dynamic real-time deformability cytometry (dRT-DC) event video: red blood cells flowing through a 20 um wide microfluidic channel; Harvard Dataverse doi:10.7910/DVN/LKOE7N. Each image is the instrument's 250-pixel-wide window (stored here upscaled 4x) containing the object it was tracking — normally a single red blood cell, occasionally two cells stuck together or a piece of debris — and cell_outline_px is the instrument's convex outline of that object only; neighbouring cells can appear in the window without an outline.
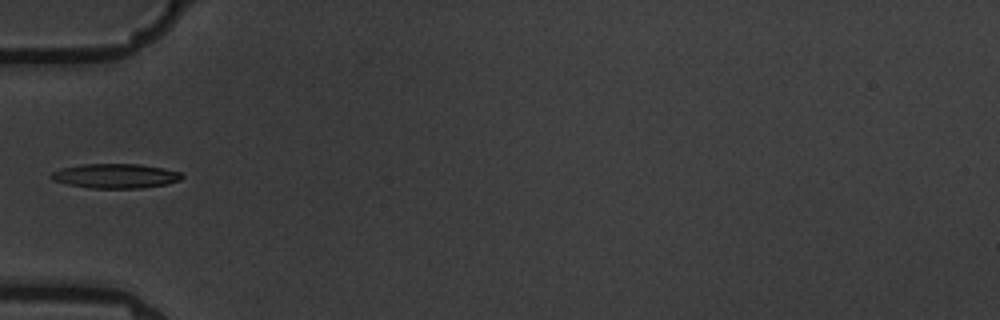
{"species": "common noctule bat (a hibernating species)", "species_latin": "Nyctalus noctula", "temperature_condition": "warm", "stored_images_in_passage": 3, "camera_frame_rate_fps": 3000, "um_per_image_px": 0.085, "animal": {"sex": "male", "body_mass_g": 19.5, "forearm_length_mm": 54.6}, "frame": {"image": 1, "passage_image": 1, "time_ms": 0.0, "image_size_px": [1000, 320], "cell_outline_px": [[184, 176], [180, 180], [168, 184], [140, 188], [88, 188], [68, 184], [52, 180], [48, 176], [52, 172], [60, 168], [84, 164], [140, 164], [180, 172]], "centroid_in_image_um": [9.78, 14.96], "position_along_channel_um": 75.2, "area_um2": 18.67}}
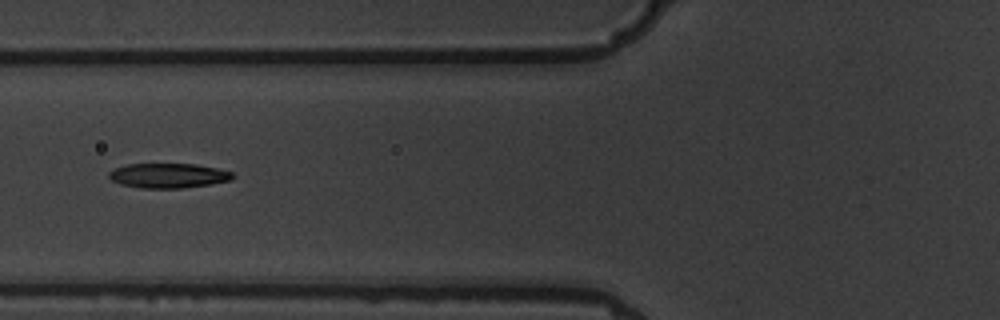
{"frame": {"image": 2, "passage_image": 2, "time_ms": 1.0, "image_size_px": [1000, 320], "cell_outline_px": [[236, 176], [232, 180], [212, 184], [180, 188], [140, 188], [120, 184], [112, 180], [108, 176], [108, 172], [112, 168], [128, 164], [196, 164], [216, 168], [232, 172]], "centroid_in_image_um": [14.3, 14.92], "position_along_channel_um": 111.5, "area_um2": 17.98}}
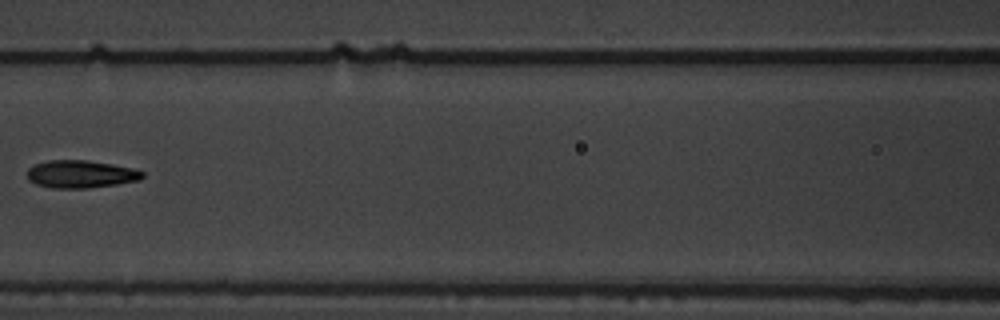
{"frame": {"image": 3, "passage_image": 3, "time_ms": 2.333, "image_size_px": [1000, 320], "cell_outline_px": [[144, 176], [140, 180], [116, 184], [88, 188], [52, 188], [36, 184], [28, 180], [28, 168], [36, 164], [48, 160], [88, 160], [112, 164], [132, 168], [144, 172]], "centroid_in_image_um": [6.86, 14.8], "position_along_channel_um": 159.7, "area_um2": 18.55}}